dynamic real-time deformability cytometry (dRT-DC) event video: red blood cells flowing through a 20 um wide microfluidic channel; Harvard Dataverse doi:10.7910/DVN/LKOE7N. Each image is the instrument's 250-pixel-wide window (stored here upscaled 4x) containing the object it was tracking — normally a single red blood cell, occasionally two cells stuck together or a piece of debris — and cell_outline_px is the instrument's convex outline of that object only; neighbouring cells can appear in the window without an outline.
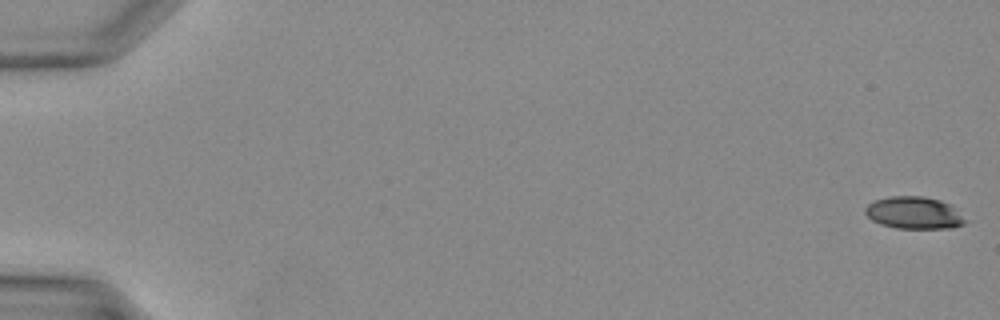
{"species": "Egyptian fruit bat (a non-hibernating species)", "species_latin": "Rousettus aegyptiacus", "temperature_condition": "warm", "stored_images_in_passage": 9, "camera_frame_rate_fps": 3000, "um_per_image_px": 0.085, "animal": {"sex": "female"}, "frame": {"image": 1, "passage_image": 1, "time_ms": 0.0, "image_size_px": [1000, 320], "cell_outline_px": [[968, 220], [964, 224], [952, 228], [896, 228], [880, 224], [872, 220], [864, 212], [864, 208], [872, 200], [892, 196], [924, 196], [940, 200], [952, 204]], "centroid_in_image_um": [77.72, 18.08], "position_along_channel_um": 7.3, "area_um2": 19.07}}